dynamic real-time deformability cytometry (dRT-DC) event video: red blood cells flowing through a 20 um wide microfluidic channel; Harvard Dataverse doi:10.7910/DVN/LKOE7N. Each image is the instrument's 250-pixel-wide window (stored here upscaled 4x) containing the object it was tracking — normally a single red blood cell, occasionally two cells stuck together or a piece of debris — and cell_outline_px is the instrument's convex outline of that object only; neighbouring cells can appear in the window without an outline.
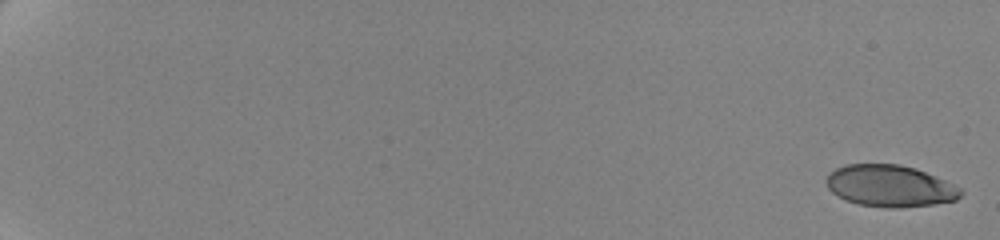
{"species": "human", "species_latin": "Homo sapiens", "temperature_condition": "cold", "stored_images_in_passage": 25, "camera_frame_rate_fps": 3000, "um_per_image_px": 0.085, "donor": {"sex": "female"}, "frame": {"image": 1, "passage_image": 1, "time_ms": 0.0, "image_size_px": [1000, 240], "cell_outline_px": [[964, 192], [956, 200], [932, 204], [896, 208], [888, 208], [860, 204], [844, 200], [832, 192], [828, 188], [824, 180], [836, 168], [844, 164], [900, 164], [916, 168], [936, 176], [960, 188]], "centroid_in_image_um": [75.63, 15.8], "position_along_channel_um": 9.4, "area_um2": 32.66}}
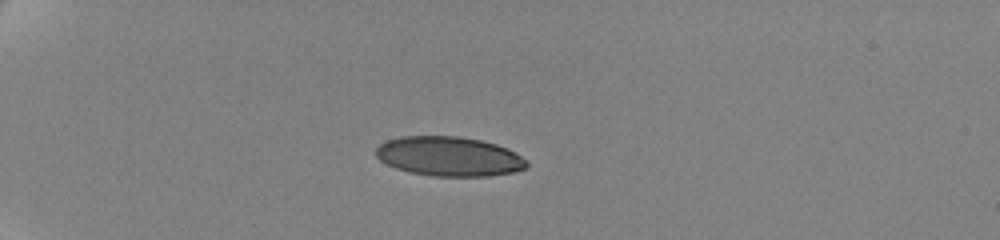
{"frame": {"image": 2, "passage_image": 18, "time_ms": 6.0, "image_size_px": [1000, 240], "cell_outline_px": [[528, 168], [512, 172], [488, 176], [432, 176], [408, 172], [396, 168], [380, 160], [376, 156], [376, 148], [380, 144], [388, 140], [400, 136], [460, 136], [480, 140], [496, 144], [528, 160]], "centroid_in_image_um": [38.16, 13.29], "position_along_channel_um": 46.8, "area_um2": 34.62}}
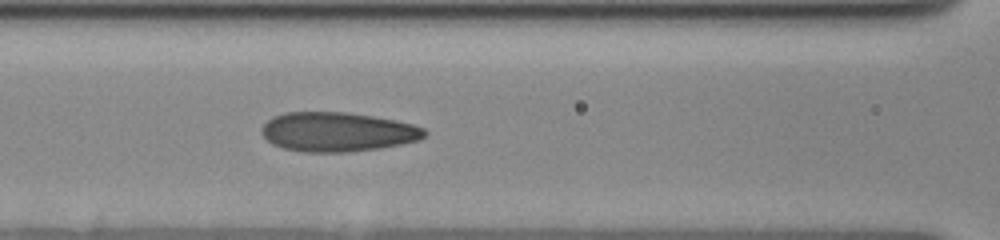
{"frame": {"image": 3, "passage_image": 25, "time_ms": 10.0, "image_size_px": [1000, 240], "cell_outline_px": [[428, 132], [420, 140], [380, 148], [348, 152], [304, 152], [284, 148], [272, 144], [260, 132], [260, 128], [272, 116], [284, 112], [348, 112], [396, 120], [412, 124], [424, 128]], "centroid_in_image_um": [28.67, 11.2], "position_along_channel_um": 137.9, "area_um2": 37.51}}